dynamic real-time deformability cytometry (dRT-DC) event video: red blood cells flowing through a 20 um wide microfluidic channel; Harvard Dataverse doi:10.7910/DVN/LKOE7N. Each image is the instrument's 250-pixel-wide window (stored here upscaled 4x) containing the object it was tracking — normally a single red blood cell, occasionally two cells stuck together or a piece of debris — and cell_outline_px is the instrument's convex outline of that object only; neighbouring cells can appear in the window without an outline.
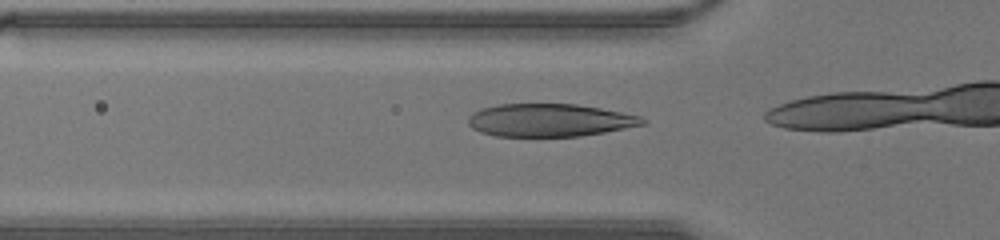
{"species": "human", "species_latin": "Homo sapiens", "temperature_condition": "warm", "stored_images_in_passage": 12, "camera_frame_rate_fps": 3000, "um_per_image_px": 0.085, "donor": {"sex": "male"}, "frame": {"image": 1, "passage_image": 10, "time_ms": 3.0, "image_size_px": [1000, 240], "cell_outline_px": [[648, 120], [644, 124], [604, 132], [580, 136], [496, 136], [480, 132], [472, 128], [468, 124], [468, 116], [472, 112], [480, 108], [500, 104], [576, 104], [600, 108], [640, 116]], "centroid_in_image_um": [46.67, 10.21], "position_along_channel_um": 79.1, "area_um2": 33.29}}